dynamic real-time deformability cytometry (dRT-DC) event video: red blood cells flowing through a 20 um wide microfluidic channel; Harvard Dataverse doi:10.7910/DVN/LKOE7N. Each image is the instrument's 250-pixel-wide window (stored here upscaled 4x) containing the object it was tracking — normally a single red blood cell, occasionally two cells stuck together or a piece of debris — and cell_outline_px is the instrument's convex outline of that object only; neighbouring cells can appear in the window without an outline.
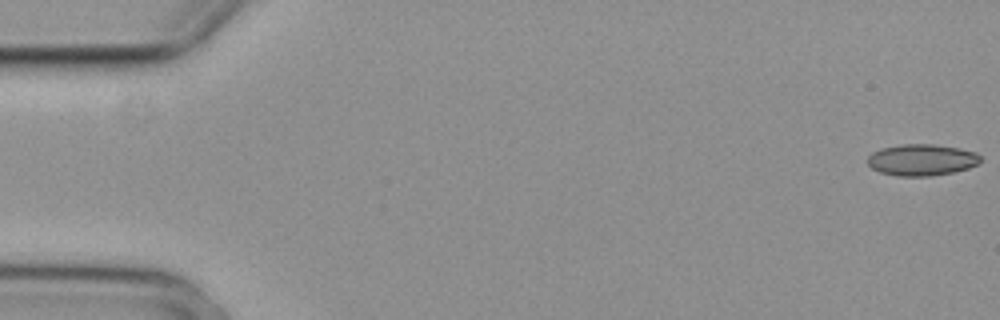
{"species": "common noctule bat (a hibernating species)", "species_latin": "Nyctalus noctula", "temperature_condition": "cold", "stored_images_in_passage": 5, "camera_frame_rate_fps": 3000, "um_per_image_px": 0.085, "animal": {"sex": "female", "body_mass_g": 29.2, "forearm_length_mm": 56.3}, "frame": {"image": 1, "passage_image": 1, "time_ms": 0.0, "image_size_px": [1000, 320], "cell_outline_px": [[980, 160], [976, 164], [968, 168], [952, 172], [928, 176], [896, 176], [880, 172], [872, 168], [868, 164], [868, 156], [872, 152], [880, 148], [900, 144], [932, 144], [960, 148], [976, 152], [980, 156]], "centroid_in_image_um": [78.31, 13.58], "position_along_channel_um": 6.7, "area_um2": 20.69}}
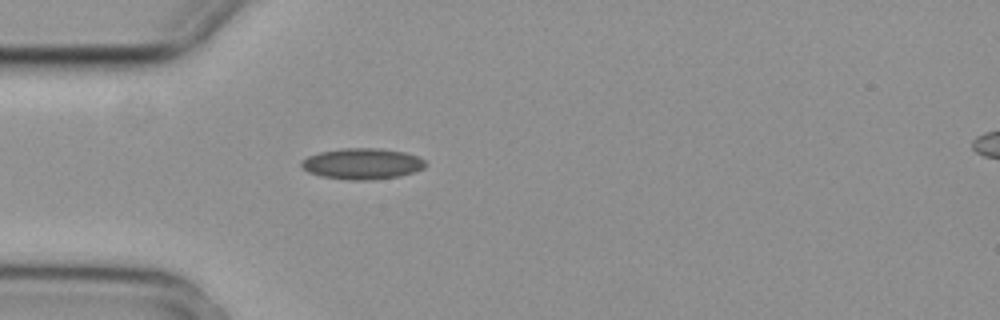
{"frame": {"image": 2, "passage_image": 5, "time_ms": 1.333, "image_size_px": [1000, 320], "cell_outline_px": [[428, 164], [424, 168], [400, 176], [368, 180], [348, 180], [320, 176], [308, 172], [300, 164], [300, 160], [308, 156], [320, 152], [340, 148], [380, 148], [404, 152], [416, 156], [424, 160]], "centroid_in_image_um": [30.77, 13.91], "position_along_channel_um": 54.2, "area_um2": 22.48}}